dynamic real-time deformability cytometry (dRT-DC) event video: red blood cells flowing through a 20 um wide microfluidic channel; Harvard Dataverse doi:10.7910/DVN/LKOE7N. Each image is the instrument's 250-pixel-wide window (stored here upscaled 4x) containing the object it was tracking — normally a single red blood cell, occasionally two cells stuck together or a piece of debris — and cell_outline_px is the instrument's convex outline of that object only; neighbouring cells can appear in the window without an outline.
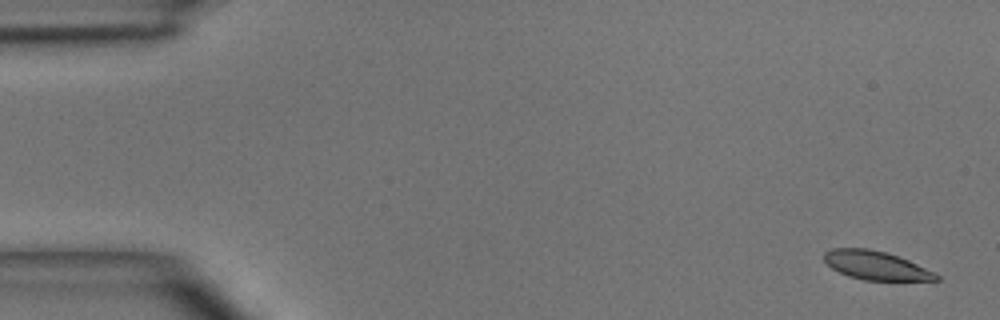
{"species": "common noctule bat (a hibernating species)", "species_latin": "Nyctalus noctula", "temperature_condition": "room temperature", "stored_images_in_passage": 5, "camera_frame_rate_fps": 3000, "um_per_image_px": 0.085, "animal": {"sex": "male", "body_mass_g": 15.6}, "frame": {"image": 1, "passage_image": 1, "time_ms": 0.0, "image_size_px": [1000, 320], "cell_outline_px": [[940, 280], [864, 280], [848, 276], [832, 268], [824, 260], [824, 252], [832, 248], [868, 248], [888, 252], [908, 260], [936, 272], [940, 276]], "centroid_in_image_um": [74.47, 22.55], "position_along_channel_um": 10.5, "area_um2": 18.79}}
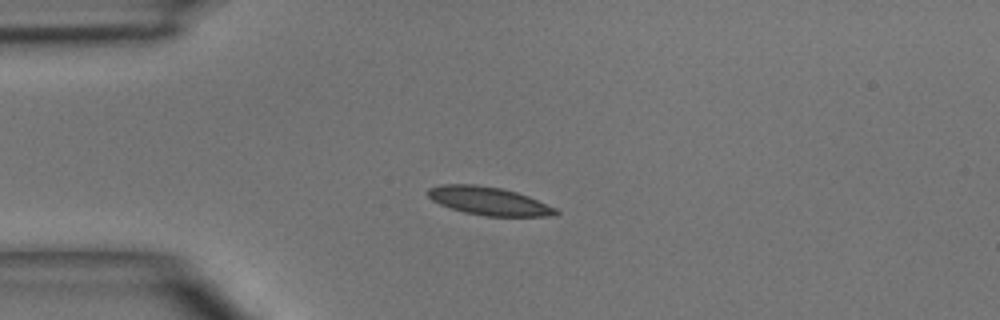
{"frame": {"image": 2, "passage_image": 4, "time_ms": 3.333, "image_size_px": [1000, 320], "cell_outline_px": [[560, 212], [556, 216], [484, 216], [464, 212], [440, 204], [432, 200], [428, 196], [428, 188], [440, 184], [476, 184], [500, 188], [516, 192], [528, 196], [556, 208]], "centroid_in_image_um": [41.55, 17.08], "position_along_channel_um": 43.4, "area_um2": 20.98}}